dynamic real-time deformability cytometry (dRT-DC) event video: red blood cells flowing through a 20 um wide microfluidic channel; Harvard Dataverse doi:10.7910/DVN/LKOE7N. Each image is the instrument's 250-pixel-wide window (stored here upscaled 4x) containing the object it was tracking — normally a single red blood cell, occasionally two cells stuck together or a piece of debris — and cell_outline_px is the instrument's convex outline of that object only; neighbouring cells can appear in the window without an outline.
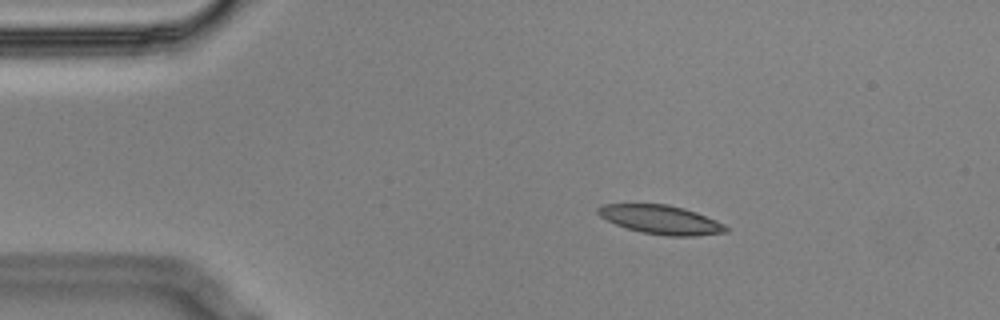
{"species": "Egyptian fruit bat (a non-hibernating species)", "species_latin": "Rousettus aegyptiacus", "temperature_condition": "cold", "stored_images_in_passage": 4, "camera_frame_rate_fps": 3000, "um_per_image_px": 0.085, "animal": {"sex": "male"}, "frame": {"image": 1, "passage_image": 2, "time_ms": 0.333, "image_size_px": [1000, 320], "cell_outline_px": [[728, 232], [696, 236], [668, 236], [640, 232], [616, 224], [600, 216], [596, 212], [596, 208], [604, 204], [668, 204], [684, 208], [696, 212], [716, 220], [724, 224], [728, 228]], "centroid_in_image_um": [56.19, 18.67], "position_along_channel_um": 28.8, "area_um2": 21.5}}
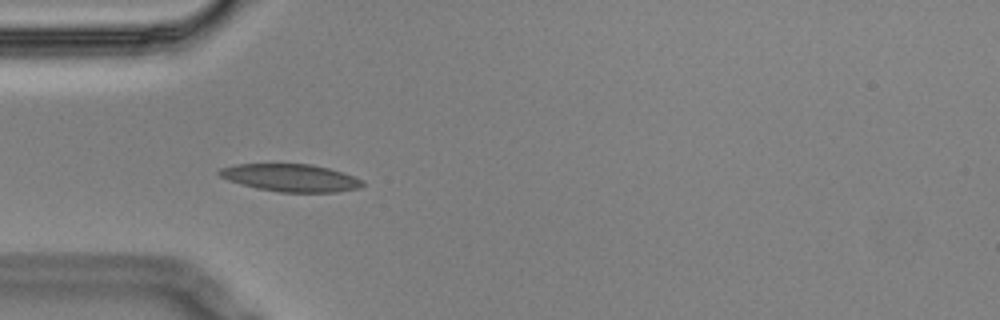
{"frame": {"image": 2, "passage_image": 4, "time_ms": 1.0, "image_size_px": [1000, 320], "cell_outline_px": [[364, 184], [360, 188], [336, 192], [280, 192], [256, 188], [228, 180], [220, 176], [216, 172], [220, 168], [236, 164], [312, 164], [344, 172], [364, 180]], "centroid_in_image_um": [24.73, 15.11], "position_along_channel_um": 60.3, "area_um2": 23.06}}